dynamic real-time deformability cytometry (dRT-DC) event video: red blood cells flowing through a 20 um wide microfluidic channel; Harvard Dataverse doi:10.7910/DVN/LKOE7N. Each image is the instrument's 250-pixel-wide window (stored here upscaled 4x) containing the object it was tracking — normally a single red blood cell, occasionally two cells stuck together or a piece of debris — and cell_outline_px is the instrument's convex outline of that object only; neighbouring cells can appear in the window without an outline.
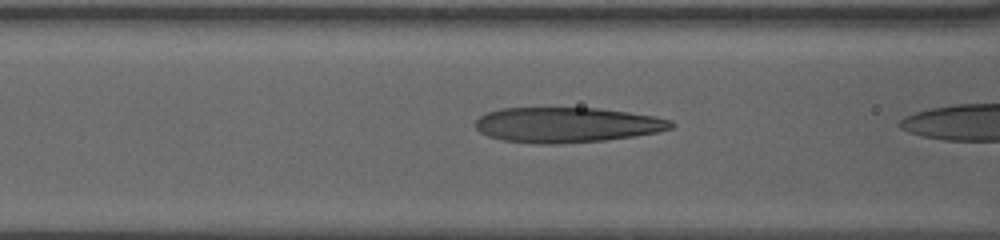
{"species": "human", "species_latin": "Homo sapiens", "temperature_condition": "warm", "stored_images_in_passage": 15, "camera_frame_rate_fps": 3000, "um_per_image_px": 0.085, "donor": {"sex": "female"}, "frame": {"image": 1, "passage_image": 13, "time_ms": 4.0, "image_size_px": [1000, 240], "cell_outline_px": [[676, 124], [672, 128], [660, 132], [604, 140], [560, 144], [540, 144], [504, 140], [488, 136], [480, 132], [476, 128], [476, 120], [480, 116], [488, 112], [500, 108], [596, 108], [628, 112], [656, 116], [672, 120]], "centroid_in_image_um": [48.21, 10.61], "position_along_channel_um": 118.4, "area_um2": 40.17}}